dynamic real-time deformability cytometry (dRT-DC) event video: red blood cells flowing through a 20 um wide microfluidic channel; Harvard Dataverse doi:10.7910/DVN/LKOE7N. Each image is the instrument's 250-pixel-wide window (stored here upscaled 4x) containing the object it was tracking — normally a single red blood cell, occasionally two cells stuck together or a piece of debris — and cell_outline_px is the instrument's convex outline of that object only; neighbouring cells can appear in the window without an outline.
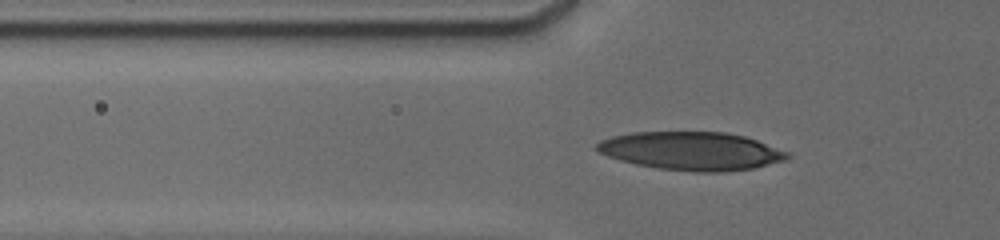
{"species": "human", "species_latin": "Homo sapiens", "temperature_condition": "cold", "stored_images_in_passage": 10, "camera_frame_rate_fps": 3000, "um_per_image_px": 0.085, "donor": {"sex": "male"}, "frame": {"image": 1, "passage_image": 5, "time_ms": 1.667, "image_size_px": [1000, 240], "cell_outline_px": [[792, 156], [784, 160], [752, 168], [724, 172], [692, 172], [660, 168], [636, 164], [620, 160], [608, 156], [600, 152], [596, 148], [596, 144], [600, 140], [612, 136], [632, 132], [728, 132], [744, 136], [756, 140], [788, 152]], "centroid_in_image_um": [58.76, 12.83], "position_along_channel_um": 67.0, "area_um2": 42.31}}
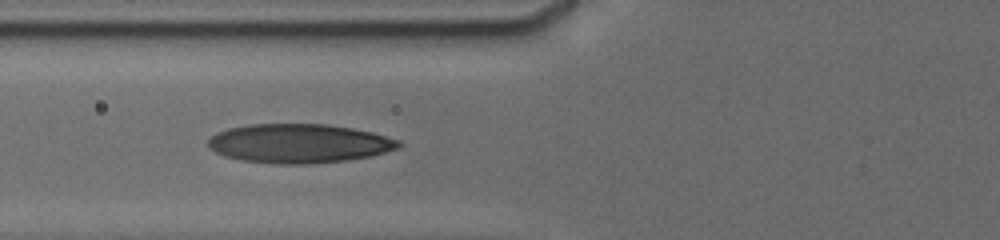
{"frame": {"image": 2, "passage_image": 7, "time_ms": 2.667, "image_size_px": [1000, 240], "cell_outline_px": [[404, 144], [400, 148], [368, 156], [348, 160], [312, 164], [272, 164], [240, 160], [224, 156], [208, 148], [208, 140], [216, 132], [228, 128], [248, 124], [328, 124], [352, 128], [372, 132], [400, 140]], "centroid_in_image_um": [25.41, 12.19], "position_along_channel_um": 100.4, "area_um2": 43.75}}
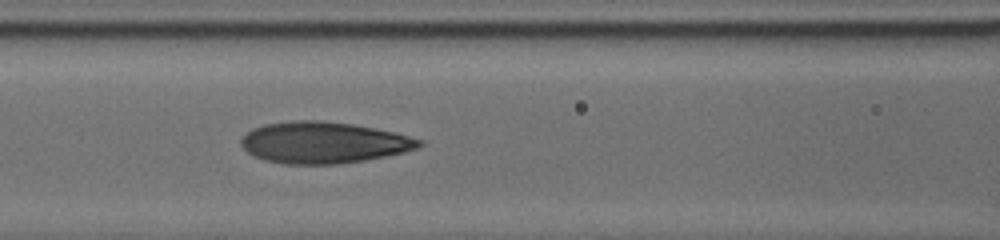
{"frame": {"image": 3, "passage_image": 10, "time_ms": 3.667, "image_size_px": [1000, 240], "cell_outline_px": [[424, 144], [420, 148], [404, 152], [364, 160], [340, 164], [284, 164], [264, 160], [248, 152], [240, 144], [240, 140], [252, 128], [264, 124], [292, 120], [320, 120], [352, 124], [396, 132], [424, 140]], "centroid_in_image_um": [27.53, 12.11], "position_along_channel_um": 139.1, "area_um2": 43.18}}